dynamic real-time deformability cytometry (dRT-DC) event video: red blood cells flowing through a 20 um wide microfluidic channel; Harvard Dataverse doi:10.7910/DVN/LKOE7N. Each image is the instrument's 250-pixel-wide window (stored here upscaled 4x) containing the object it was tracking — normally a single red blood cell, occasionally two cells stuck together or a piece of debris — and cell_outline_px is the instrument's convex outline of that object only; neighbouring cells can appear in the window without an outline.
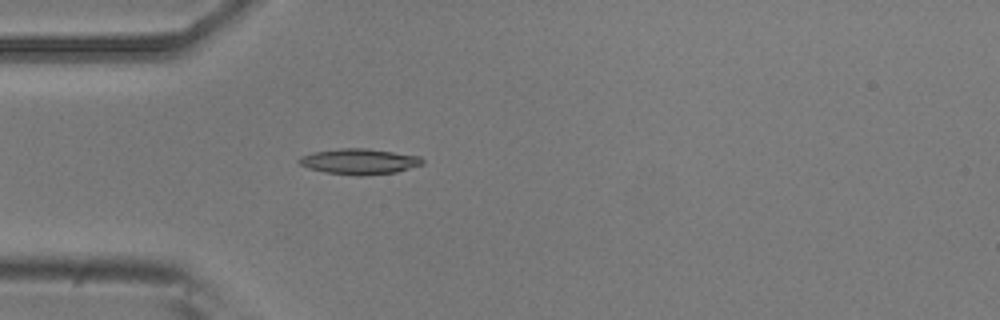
{"species": "common noctule bat (a hibernating species)", "species_latin": "Nyctalus noctula", "temperature_condition": "room temperature", "stored_images_in_passage": 4, "camera_frame_rate_fps": 3000, "um_per_image_px": 0.085, "animal": {"sex": "male", "body_mass_g": 20.5, "forearm_length_mm": 52.5}, "frame": {"image": 1, "passage_image": 4, "time_ms": 1.0, "image_size_px": [1000, 320], "cell_outline_px": [[424, 164], [396, 172], [360, 176], [356, 176], [324, 172], [308, 168], [300, 164], [296, 160], [300, 156], [312, 152], [340, 148], [368, 148], [420, 156], [424, 160]], "centroid_in_image_um": [30.52, 13.72], "position_along_channel_um": 54.5, "area_um2": 18.61}}